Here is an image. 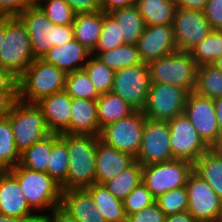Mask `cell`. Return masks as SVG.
<instances>
[{"instance_id":"cell-1","label":"cell","mask_w":222,"mask_h":222,"mask_svg":"<svg viewBox=\"0 0 222 222\" xmlns=\"http://www.w3.org/2000/svg\"><path fill=\"white\" fill-rule=\"evenodd\" d=\"M67 144L69 166L62 191L87 188L95 183L96 149L100 140L96 135L59 134Z\"/></svg>"},{"instance_id":"cell-50","label":"cell","mask_w":222,"mask_h":222,"mask_svg":"<svg viewBox=\"0 0 222 222\" xmlns=\"http://www.w3.org/2000/svg\"><path fill=\"white\" fill-rule=\"evenodd\" d=\"M101 10L110 13L115 9L129 7L135 4L136 0H98Z\"/></svg>"},{"instance_id":"cell-15","label":"cell","mask_w":222,"mask_h":222,"mask_svg":"<svg viewBox=\"0 0 222 222\" xmlns=\"http://www.w3.org/2000/svg\"><path fill=\"white\" fill-rule=\"evenodd\" d=\"M168 126L174 159L194 164L209 149L184 113L168 120Z\"/></svg>"},{"instance_id":"cell-54","label":"cell","mask_w":222,"mask_h":222,"mask_svg":"<svg viewBox=\"0 0 222 222\" xmlns=\"http://www.w3.org/2000/svg\"><path fill=\"white\" fill-rule=\"evenodd\" d=\"M215 113L222 133V97L214 99Z\"/></svg>"},{"instance_id":"cell-11","label":"cell","mask_w":222,"mask_h":222,"mask_svg":"<svg viewBox=\"0 0 222 222\" xmlns=\"http://www.w3.org/2000/svg\"><path fill=\"white\" fill-rule=\"evenodd\" d=\"M187 211L197 222H222V200L194 170L186 183Z\"/></svg>"},{"instance_id":"cell-20","label":"cell","mask_w":222,"mask_h":222,"mask_svg":"<svg viewBox=\"0 0 222 222\" xmlns=\"http://www.w3.org/2000/svg\"><path fill=\"white\" fill-rule=\"evenodd\" d=\"M135 162V157L103 143H97L95 183L104 184Z\"/></svg>"},{"instance_id":"cell-53","label":"cell","mask_w":222,"mask_h":222,"mask_svg":"<svg viewBox=\"0 0 222 222\" xmlns=\"http://www.w3.org/2000/svg\"><path fill=\"white\" fill-rule=\"evenodd\" d=\"M41 217H9L0 214V222H40Z\"/></svg>"},{"instance_id":"cell-12","label":"cell","mask_w":222,"mask_h":222,"mask_svg":"<svg viewBox=\"0 0 222 222\" xmlns=\"http://www.w3.org/2000/svg\"><path fill=\"white\" fill-rule=\"evenodd\" d=\"M150 73L147 63L115 71L111 92L120 96L135 111H142L150 89Z\"/></svg>"},{"instance_id":"cell-3","label":"cell","mask_w":222,"mask_h":222,"mask_svg":"<svg viewBox=\"0 0 222 222\" xmlns=\"http://www.w3.org/2000/svg\"><path fill=\"white\" fill-rule=\"evenodd\" d=\"M18 17L27 28L35 59L74 39L73 25L53 24L37 5L27 7Z\"/></svg>"},{"instance_id":"cell-4","label":"cell","mask_w":222,"mask_h":222,"mask_svg":"<svg viewBox=\"0 0 222 222\" xmlns=\"http://www.w3.org/2000/svg\"><path fill=\"white\" fill-rule=\"evenodd\" d=\"M18 181L29 207L37 210L60 206L61 185L45 172L22 167L19 163L8 170Z\"/></svg>"},{"instance_id":"cell-5","label":"cell","mask_w":222,"mask_h":222,"mask_svg":"<svg viewBox=\"0 0 222 222\" xmlns=\"http://www.w3.org/2000/svg\"><path fill=\"white\" fill-rule=\"evenodd\" d=\"M34 59L25 24L18 16L5 17V38L0 48V65L19 78Z\"/></svg>"},{"instance_id":"cell-31","label":"cell","mask_w":222,"mask_h":222,"mask_svg":"<svg viewBox=\"0 0 222 222\" xmlns=\"http://www.w3.org/2000/svg\"><path fill=\"white\" fill-rule=\"evenodd\" d=\"M69 157L67 144L59 134L52 133V151L46 173L58 182L61 187L66 183Z\"/></svg>"},{"instance_id":"cell-37","label":"cell","mask_w":222,"mask_h":222,"mask_svg":"<svg viewBox=\"0 0 222 222\" xmlns=\"http://www.w3.org/2000/svg\"><path fill=\"white\" fill-rule=\"evenodd\" d=\"M83 70L100 94L111 92L115 71L104 64L99 58L91 55Z\"/></svg>"},{"instance_id":"cell-8","label":"cell","mask_w":222,"mask_h":222,"mask_svg":"<svg viewBox=\"0 0 222 222\" xmlns=\"http://www.w3.org/2000/svg\"><path fill=\"white\" fill-rule=\"evenodd\" d=\"M194 164L183 159L152 163L143 166L142 182L156 199L175 188L186 186Z\"/></svg>"},{"instance_id":"cell-41","label":"cell","mask_w":222,"mask_h":222,"mask_svg":"<svg viewBox=\"0 0 222 222\" xmlns=\"http://www.w3.org/2000/svg\"><path fill=\"white\" fill-rule=\"evenodd\" d=\"M166 216L187 211L188 196L186 186L167 191L155 199Z\"/></svg>"},{"instance_id":"cell-34","label":"cell","mask_w":222,"mask_h":222,"mask_svg":"<svg viewBox=\"0 0 222 222\" xmlns=\"http://www.w3.org/2000/svg\"><path fill=\"white\" fill-rule=\"evenodd\" d=\"M21 154L14 141L13 129L9 118H0V169L14 168L20 162Z\"/></svg>"},{"instance_id":"cell-32","label":"cell","mask_w":222,"mask_h":222,"mask_svg":"<svg viewBox=\"0 0 222 222\" xmlns=\"http://www.w3.org/2000/svg\"><path fill=\"white\" fill-rule=\"evenodd\" d=\"M194 92L212 99L222 97V71L213 64L198 66Z\"/></svg>"},{"instance_id":"cell-16","label":"cell","mask_w":222,"mask_h":222,"mask_svg":"<svg viewBox=\"0 0 222 222\" xmlns=\"http://www.w3.org/2000/svg\"><path fill=\"white\" fill-rule=\"evenodd\" d=\"M177 51L189 52L212 30L203 11L177 7L173 21Z\"/></svg>"},{"instance_id":"cell-43","label":"cell","mask_w":222,"mask_h":222,"mask_svg":"<svg viewBox=\"0 0 222 222\" xmlns=\"http://www.w3.org/2000/svg\"><path fill=\"white\" fill-rule=\"evenodd\" d=\"M166 215L155 202L127 216L126 222H165Z\"/></svg>"},{"instance_id":"cell-26","label":"cell","mask_w":222,"mask_h":222,"mask_svg":"<svg viewBox=\"0 0 222 222\" xmlns=\"http://www.w3.org/2000/svg\"><path fill=\"white\" fill-rule=\"evenodd\" d=\"M117 22L124 44L136 45L145 29V21L136 4L109 13Z\"/></svg>"},{"instance_id":"cell-29","label":"cell","mask_w":222,"mask_h":222,"mask_svg":"<svg viewBox=\"0 0 222 222\" xmlns=\"http://www.w3.org/2000/svg\"><path fill=\"white\" fill-rule=\"evenodd\" d=\"M135 4L146 25L173 24L177 8L174 0H136Z\"/></svg>"},{"instance_id":"cell-18","label":"cell","mask_w":222,"mask_h":222,"mask_svg":"<svg viewBox=\"0 0 222 222\" xmlns=\"http://www.w3.org/2000/svg\"><path fill=\"white\" fill-rule=\"evenodd\" d=\"M29 207L17 179L8 171L0 173V214L9 217H42Z\"/></svg>"},{"instance_id":"cell-14","label":"cell","mask_w":222,"mask_h":222,"mask_svg":"<svg viewBox=\"0 0 222 222\" xmlns=\"http://www.w3.org/2000/svg\"><path fill=\"white\" fill-rule=\"evenodd\" d=\"M174 160L168 121L146 118L142 133V143L135 161L142 166Z\"/></svg>"},{"instance_id":"cell-9","label":"cell","mask_w":222,"mask_h":222,"mask_svg":"<svg viewBox=\"0 0 222 222\" xmlns=\"http://www.w3.org/2000/svg\"><path fill=\"white\" fill-rule=\"evenodd\" d=\"M145 120L142 111H134L128 117L103 127L99 138L106 145L136 158L141 148Z\"/></svg>"},{"instance_id":"cell-40","label":"cell","mask_w":222,"mask_h":222,"mask_svg":"<svg viewBox=\"0 0 222 222\" xmlns=\"http://www.w3.org/2000/svg\"><path fill=\"white\" fill-rule=\"evenodd\" d=\"M36 5L55 25H72L74 22L75 14L64 0H41Z\"/></svg>"},{"instance_id":"cell-52","label":"cell","mask_w":222,"mask_h":222,"mask_svg":"<svg viewBox=\"0 0 222 222\" xmlns=\"http://www.w3.org/2000/svg\"><path fill=\"white\" fill-rule=\"evenodd\" d=\"M165 222H197V221L188 211H184L181 213H176L174 215L166 216Z\"/></svg>"},{"instance_id":"cell-39","label":"cell","mask_w":222,"mask_h":222,"mask_svg":"<svg viewBox=\"0 0 222 222\" xmlns=\"http://www.w3.org/2000/svg\"><path fill=\"white\" fill-rule=\"evenodd\" d=\"M122 45H124L123 35L120 34L117 22L109 13L102 11L101 36L91 55L97 57L101 52H106Z\"/></svg>"},{"instance_id":"cell-7","label":"cell","mask_w":222,"mask_h":222,"mask_svg":"<svg viewBox=\"0 0 222 222\" xmlns=\"http://www.w3.org/2000/svg\"><path fill=\"white\" fill-rule=\"evenodd\" d=\"M7 117L13 129L15 146L20 154L51 134L36 103H26L18 99Z\"/></svg>"},{"instance_id":"cell-57","label":"cell","mask_w":222,"mask_h":222,"mask_svg":"<svg viewBox=\"0 0 222 222\" xmlns=\"http://www.w3.org/2000/svg\"><path fill=\"white\" fill-rule=\"evenodd\" d=\"M222 154V137L218 145L215 147Z\"/></svg>"},{"instance_id":"cell-6","label":"cell","mask_w":222,"mask_h":222,"mask_svg":"<svg viewBox=\"0 0 222 222\" xmlns=\"http://www.w3.org/2000/svg\"><path fill=\"white\" fill-rule=\"evenodd\" d=\"M151 83L171 84L189 93L195 90L197 67L190 52L176 51L148 63Z\"/></svg>"},{"instance_id":"cell-47","label":"cell","mask_w":222,"mask_h":222,"mask_svg":"<svg viewBox=\"0 0 222 222\" xmlns=\"http://www.w3.org/2000/svg\"><path fill=\"white\" fill-rule=\"evenodd\" d=\"M0 92H18V77L0 65Z\"/></svg>"},{"instance_id":"cell-49","label":"cell","mask_w":222,"mask_h":222,"mask_svg":"<svg viewBox=\"0 0 222 222\" xmlns=\"http://www.w3.org/2000/svg\"><path fill=\"white\" fill-rule=\"evenodd\" d=\"M50 214H42L40 222H77L72 216L60 206L51 209Z\"/></svg>"},{"instance_id":"cell-10","label":"cell","mask_w":222,"mask_h":222,"mask_svg":"<svg viewBox=\"0 0 222 222\" xmlns=\"http://www.w3.org/2000/svg\"><path fill=\"white\" fill-rule=\"evenodd\" d=\"M189 92L164 83H151L145 106L146 118L168 121L183 114Z\"/></svg>"},{"instance_id":"cell-33","label":"cell","mask_w":222,"mask_h":222,"mask_svg":"<svg viewBox=\"0 0 222 222\" xmlns=\"http://www.w3.org/2000/svg\"><path fill=\"white\" fill-rule=\"evenodd\" d=\"M51 151L52 133L21 153L19 164L22 167L46 173Z\"/></svg>"},{"instance_id":"cell-58","label":"cell","mask_w":222,"mask_h":222,"mask_svg":"<svg viewBox=\"0 0 222 222\" xmlns=\"http://www.w3.org/2000/svg\"><path fill=\"white\" fill-rule=\"evenodd\" d=\"M32 5H36L41 0H28Z\"/></svg>"},{"instance_id":"cell-48","label":"cell","mask_w":222,"mask_h":222,"mask_svg":"<svg viewBox=\"0 0 222 222\" xmlns=\"http://www.w3.org/2000/svg\"><path fill=\"white\" fill-rule=\"evenodd\" d=\"M18 100V92H0V118L11 113L12 107Z\"/></svg>"},{"instance_id":"cell-24","label":"cell","mask_w":222,"mask_h":222,"mask_svg":"<svg viewBox=\"0 0 222 222\" xmlns=\"http://www.w3.org/2000/svg\"><path fill=\"white\" fill-rule=\"evenodd\" d=\"M72 25L74 39L92 53L101 36L102 10L75 15Z\"/></svg>"},{"instance_id":"cell-30","label":"cell","mask_w":222,"mask_h":222,"mask_svg":"<svg viewBox=\"0 0 222 222\" xmlns=\"http://www.w3.org/2000/svg\"><path fill=\"white\" fill-rule=\"evenodd\" d=\"M142 169L143 166L135 161L115 178L105 182L104 185L113 196L123 201L142 182Z\"/></svg>"},{"instance_id":"cell-21","label":"cell","mask_w":222,"mask_h":222,"mask_svg":"<svg viewBox=\"0 0 222 222\" xmlns=\"http://www.w3.org/2000/svg\"><path fill=\"white\" fill-rule=\"evenodd\" d=\"M90 56L91 52L73 39L63 45L54 46L41 59L68 74L83 70Z\"/></svg>"},{"instance_id":"cell-45","label":"cell","mask_w":222,"mask_h":222,"mask_svg":"<svg viewBox=\"0 0 222 222\" xmlns=\"http://www.w3.org/2000/svg\"><path fill=\"white\" fill-rule=\"evenodd\" d=\"M31 5L28 0H0V17L19 16Z\"/></svg>"},{"instance_id":"cell-55","label":"cell","mask_w":222,"mask_h":222,"mask_svg":"<svg viewBox=\"0 0 222 222\" xmlns=\"http://www.w3.org/2000/svg\"><path fill=\"white\" fill-rule=\"evenodd\" d=\"M5 38V17H0V48Z\"/></svg>"},{"instance_id":"cell-23","label":"cell","mask_w":222,"mask_h":222,"mask_svg":"<svg viewBox=\"0 0 222 222\" xmlns=\"http://www.w3.org/2000/svg\"><path fill=\"white\" fill-rule=\"evenodd\" d=\"M70 113V134L100 135L96 100L72 98Z\"/></svg>"},{"instance_id":"cell-25","label":"cell","mask_w":222,"mask_h":222,"mask_svg":"<svg viewBox=\"0 0 222 222\" xmlns=\"http://www.w3.org/2000/svg\"><path fill=\"white\" fill-rule=\"evenodd\" d=\"M85 189L106 222H126L123 201L113 196L104 184L94 183Z\"/></svg>"},{"instance_id":"cell-51","label":"cell","mask_w":222,"mask_h":222,"mask_svg":"<svg viewBox=\"0 0 222 222\" xmlns=\"http://www.w3.org/2000/svg\"><path fill=\"white\" fill-rule=\"evenodd\" d=\"M176 7L203 11L208 0H174Z\"/></svg>"},{"instance_id":"cell-38","label":"cell","mask_w":222,"mask_h":222,"mask_svg":"<svg viewBox=\"0 0 222 222\" xmlns=\"http://www.w3.org/2000/svg\"><path fill=\"white\" fill-rule=\"evenodd\" d=\"M65 91L71 98L97 100L101 95L84 70L67 74Z\"/></svg>"},{"instance_id":"cell-36","label":"cell","mask_w":222,"mask_h":222,"mask_svg":"<svg viewBox=\"0 0 222 222\" xmlns=\"http://www.w3.org/2000/svg\"><path fill=\"white\" fill-rule=\"evenodd\" d=\"M97 58L113 71L142 63L137 46L129 44H124L109 51L101 52Z\"/></svg>"},{"instance_id":"cell-35","label":"cell","mask_w":222,"mask_h":222,"mask_svg":"<svg viewBox=\"0 0 222 222\" xmlns=\"http://www.w3.org/2000/svg\"><path fill=\"white\" fill-rule=\"evenodd\" d=\"M189 52L198 66L213 64L222 54V30L212 29Z\"/></svg>"},{"instance_id":"cell-56","label":"cell","mask_w":222,"mask_h":222,"mask_svg":"<svg viewBox=\"0 0 222 222\" xmlns=\"http://www.w3.org/2000/svg\"><path fill=\"white\" fill-rule=\"evenodd\" d=\"M213 65L218 68L220 71H222V54L215 60Z\"/></svg>"},{"instance_id":"cell-44","label":"cell","mask_w":222,"mask_h":222,"mask_svg":"<svg viewBox=\"0 0 222 222\" xmlns=\"http://www.w3.org/2000/svg\"><path fill=\"white\" fill-rule=\"evenodd\" d=\"M203 12L213 30H222V0H208Z\"/></svg>"},{"instance_id":"cell-19","label":"cell","mask_w":222,"mask_h":222,"mask_svg":"<svg viewBox=\"0 0 222 222\" xmlns=\"http://www.w3.org/2000/svg\"><path fill=\"white\" fill-rule=\"evenodd\" d=\"M71 103L72 98L65 90L44 97L36 103L51 133L70 134Z\"/></svg>"},{"instance_id":"cell-27","label":"cell","mask_w":222,"mask_h":222,"mask_svg":"<svg viewBox=\"0 0 222 222\" xmlns=\"http://www.w3.org/2000/svg\"><path fill=\"white\" fill-rule=\"evenodd\" d=\"M199 174L222 200V154L216 148H209L194 163Z\"/></svg>"},{"instance_id":"cell-13","label":"cell","mask_w":222,"mask_h":222,"mask_svg":"<svg viewBox=\"0 0 222 222\" xmlns=\"http://www.w3.org/2000/svg\"><path fill=\"white\" fill-rule=\"evenodd\" d=\"M185 116L209 148H215L222 133L218 125L214 99L190 92L184 107Z\"/></svg>"},{"instance_id":"cell-42","label":"cell","mask_w":222,"mask_h":222,"mask_svg":"<svg viewBox=\"0 0 222 222\" xmlns=\"http://www.w3.org/2000/svg\"><path fill=\"white\" fill-rule=\"evenodd\" d=\"M155 203L150 190L141 182L123 200L126 216Z\"/></svg>"},{"instance_id":"cell-46","label":"cell","mask_w":222,"mask_h":222,"mask_svg":"<svg viewBox=\"0 0 222 222\" xmlns=\"http://www.w3.org/2000/svg\"><path fill=\"white\" fill-rule=\"evenodd\" d=\"M73 10L75 15L100 11L98 0H64Z\"/></svg>"},{"instance_id":"cell-17","label":"cell","mask_w":222,"mask_h":222,"mask_svg":"<svg viewBox=\"0 0 222 222\" xmlns=\"http://www.w3.org/2000/svg\"><path fill=\"white\" fill-rule=\"evenodd\" d=\"M136 46L142 62L147 64L176 52L173 24L146 25Z\"/></svg>"},{"instance_id":"cell-28","label":"cell","mask_w":222,"mask_h":222,"mask_svg":"<svg viewBox=\"0 0 222 222\" xmlns=\"http://www.w3.org/2000/svg\"><path fill=\"white\" fill-rule=\"evenodd\" d=\"M97 101V117L100 129L128 117L135 110L113 92L101 94Z\"/></svg>"},{"instance_id":"cell-2","label":"cell","mask_w":222,"mask_h":222,"mask_svg":"<svg viewBox=\"0 0 222 222\" xmlns=\"http://www.w3.org/2000/svg\"><path fill=\"white\" fill-rule=\"evenodd\" d=\"M67 73L36 58L18 78V99L37 103L44 97L65 90Z\"/></svg>"},{"instance_id":"cell-22","label":"cell","mask_w":222,"mask_h":222,"mask_svg":"<svg viewBox=\"0 0 222 222\" xmlns=\"http://www.w3.org/2000/svg\"><path fill=\"white\" fill-rule=\"evenodd\" d=\"M60 207L77 222H106L85 188L62 191Z\"/></svg>"}]
</instances>
